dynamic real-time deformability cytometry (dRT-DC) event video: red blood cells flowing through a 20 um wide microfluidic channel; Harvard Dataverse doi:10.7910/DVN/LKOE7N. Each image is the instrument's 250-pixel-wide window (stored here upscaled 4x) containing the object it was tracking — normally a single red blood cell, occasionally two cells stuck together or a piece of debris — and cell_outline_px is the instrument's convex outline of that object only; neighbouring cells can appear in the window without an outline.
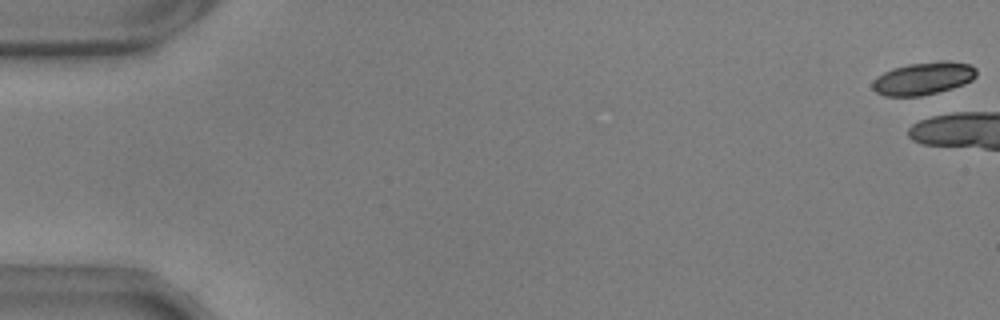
{"species": "common noctule bat (a hibernating species)", "species_latin": "Nyctalus noctula", "temperature_condition": "warm", "stored_images_in_passage": 6, "camera_frame_rate_fps": 3000, "um_per_image_px": 0.085, "animal": {"sex": "male", "body_mass_g": 17.9, "forearm_length_mm": 54.2}, "frame": {"image": 1, "passage_image": 1, "time_ms": 0.0, "image_size_px": [1000, 320], "cell_outline_px": [[976, 76], [972, 80], [964, 84], [952, 88], [920, 96], [884, 96], [876, 92], [872, 88], [872, 80], [876, 76], [892, 68], [908, 64], [940, 60], [948, 60], [972, 64], [976, 68]], "centroid_in_image_um": [78.48, 6.65], "position_along_channel_um": 6.5, "area_um2": 20.06}}